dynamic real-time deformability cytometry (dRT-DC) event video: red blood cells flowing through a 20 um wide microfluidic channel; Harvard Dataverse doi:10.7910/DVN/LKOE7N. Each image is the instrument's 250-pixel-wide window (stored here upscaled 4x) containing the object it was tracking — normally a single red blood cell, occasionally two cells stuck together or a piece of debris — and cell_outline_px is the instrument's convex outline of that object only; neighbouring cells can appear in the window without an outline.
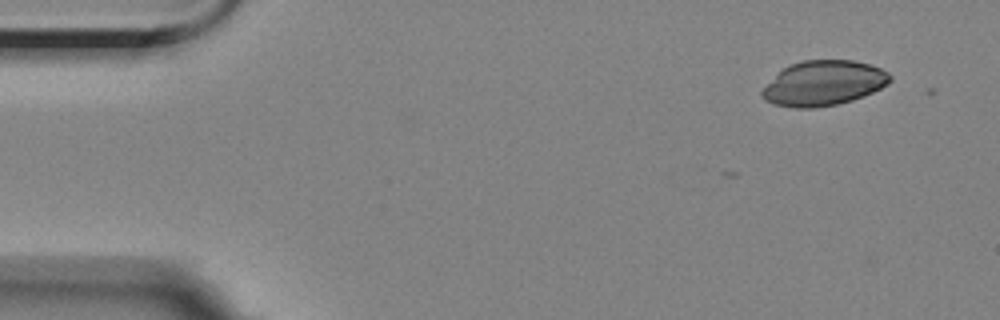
{"species": "Egyptian fruit bat (a non-hibernating species)", "species_latin": "Rousettus aegyptiacus", "temperature_condition": "room temperature", "stored_images_in_passage": 3, "camera_frame_rate_fps": 3000, "um_per_image_px": 0.085, "animal": {"sex": "female"}, "frame": {"image": 1, "passage_image": 1, "time_ms": 0.0, "image_size_px": [1000, 320], "cell_outline_px": [[892, 80], [888, 84], [864, 96], [852, 100], [836, 104], [812, 108], [796, 108], [772, 104], [764, 100], [760, 96], [760, 92], [788, 64], [804, 60], [852, 60], [868, 64], [880, 68], [888, 72], [892, 76]], "centroid_in_image_um": [70.01, 7.07], "position_along_channel_um": 15.0, "area_um2": 33.41}}